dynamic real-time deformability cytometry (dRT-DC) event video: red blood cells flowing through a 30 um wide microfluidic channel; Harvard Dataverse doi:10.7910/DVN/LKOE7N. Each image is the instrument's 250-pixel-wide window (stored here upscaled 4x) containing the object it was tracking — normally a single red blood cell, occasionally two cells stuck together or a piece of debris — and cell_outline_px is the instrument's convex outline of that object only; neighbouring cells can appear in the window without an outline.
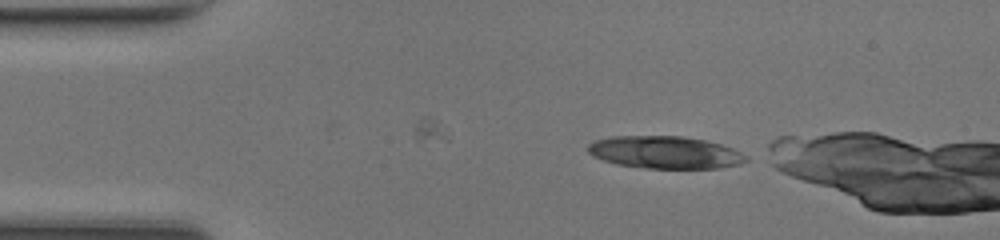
{"species": "common noctule bat (a hibernating species)", "species_latin": "Nyctalus noctula", "temperature_condition": "room temperature", "stored_images_in_passage": 8, "camera_frame_rate_fps": 3000, "um_per_image_px": 0.085, "animal": {"sex": "female", "body_mass_g": 17.0, "forearm_length_mm": 48.0}, "frame": {"image": 1, "passage_image": 1, "time_ms": 0.0, "image_size_px": [1000, 240], "cell_outline_px": [[748, 160], [740, 164], [720, 168], [644, 168], [616, 164], [592, 156], [588, 152], [588, 144], [596, 140], [612, 136], [684, 136], [704, 140], [720, 144], [732, 148], [748, 156]], "centroid_in_image_um": [56.53, 12.95], "position_along_channel_um": 28.5, "area_um2": 29.88}}